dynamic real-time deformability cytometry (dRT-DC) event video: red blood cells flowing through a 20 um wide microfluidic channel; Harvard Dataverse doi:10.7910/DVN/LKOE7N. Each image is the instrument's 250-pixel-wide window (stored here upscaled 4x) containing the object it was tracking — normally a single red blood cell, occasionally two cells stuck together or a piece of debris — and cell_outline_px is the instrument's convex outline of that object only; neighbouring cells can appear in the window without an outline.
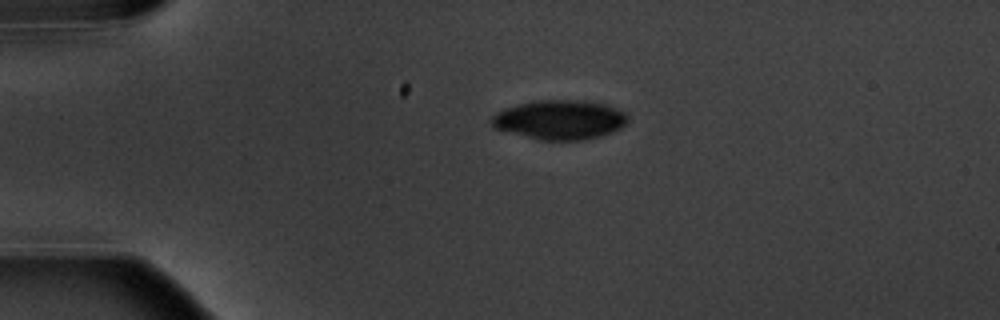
{"species": "common noctule bat (a hibernating species)", "species_latin": "Nyctalus noctula", "temperature_condition": "warm", "stored_images_in_passage": 2, "camera_frame_rate_fps": 3000, "um_per_image_px": 0.085, "animal": {"sex": "male", "body_mass_g": 20.1, "forearm_length_mm": 53.5}, "frame": {"image": 1, "passage_image": 1, "time_ms": 0.0, "image_size_px": [1000, 320], "cell_outline_px": [[628, 120], [620, 128], [612, 132], [600, 136], [584, 140], [540, 140], [492, 128], [488, 120], [496, 112], [504, 108], [516, 104], [536, 100], [576, 100], [604, 104], [616, 108], [624, 112], [628, 116]], "centroid_in_image_um": [47.52, 10.18], "position_along_channel_um": 37.5, "area_um2": 31.44}}